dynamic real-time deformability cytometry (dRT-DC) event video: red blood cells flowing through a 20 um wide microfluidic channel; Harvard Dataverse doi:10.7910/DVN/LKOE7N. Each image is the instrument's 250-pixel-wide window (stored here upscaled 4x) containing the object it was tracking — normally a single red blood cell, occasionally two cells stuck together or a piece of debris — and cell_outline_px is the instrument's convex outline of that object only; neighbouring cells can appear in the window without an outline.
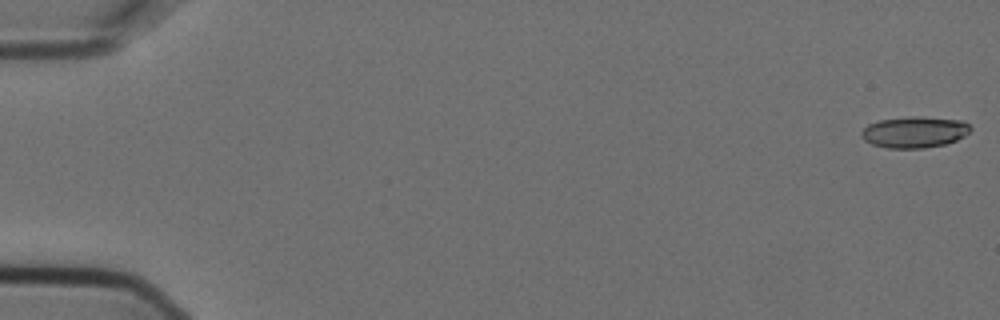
{"species": "Egyptian fruit bat (a non-hibernating species)", "species_latin": "Rousettus aegyptiacus", "temperature_condition": "cold", "stored_images_in_passage": 14, "camera_frame_rate_fps": 3000, "um_per_image_px": 0.085, "animal": {"sex": "female"}, "frame": {"image": 1, "passage_image": 1, "time_ms": 0.0, "image_size_px": [1000, 320], "cell_outline_px": [[972, 128], [964, 136], [956, 140], [944, 144], [924, 148], [888, 148], [872, 144], [864, 140], [860, 136], [860, 132], [868, 124], [880, 120], [912, 116], [964, 120]], "centroid_in_image_um": [77.71, 11.22], "position_along_channel_um": 7.3, "area_um2": 19.83}}
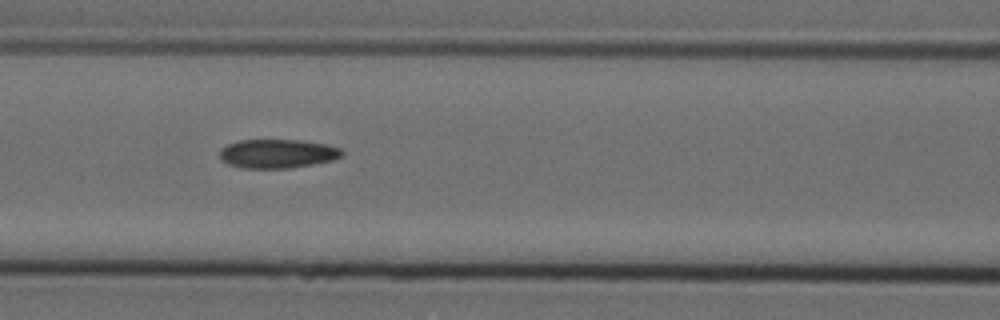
{"frame": {"image": 2, "passage_image": 7, "time_ms": 2.0, "image_size_px": [1000, 320], "cell_outline_px": [[344, 156], [332, 160], [292, 168], [240, 168], [228, 164], [220, 156], [220, 148], [228, 144], [240, 140], [300, 140], [324, 144], [340, 148], [344, 152]], "centroid_in_image_um": [23.59, 13.06], "position_along_channel_um": 143.0, "area_um2": 20.58}}
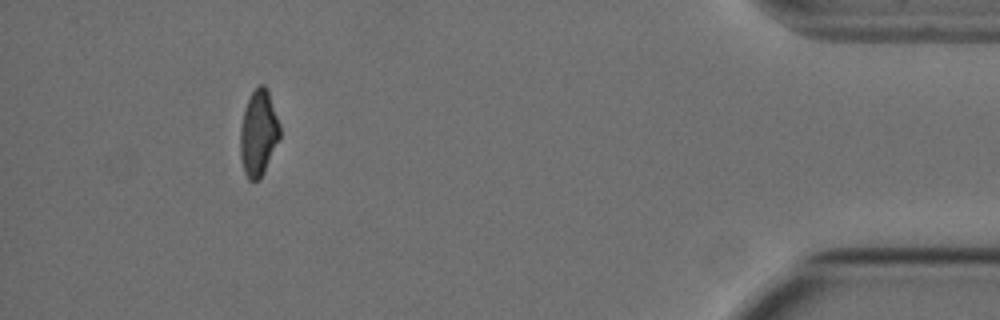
{"frame": {"image": 3, "passage_image": 14, "time_ms": 4.333, "image_size_px": [1000, 320], "cell_outline_px": [[280, 136], [264, 172], [256, 180], [248, 180], [244, 172], [240, 156], [240, 128], [244, 108], [252, 92], [260, 84], [264, 84], [268, 88], [280, 124]], "centroid_in_image_um": [21.97, 11.27], "position_along_channel_um": 413.2, "area_um2": 19.83}}